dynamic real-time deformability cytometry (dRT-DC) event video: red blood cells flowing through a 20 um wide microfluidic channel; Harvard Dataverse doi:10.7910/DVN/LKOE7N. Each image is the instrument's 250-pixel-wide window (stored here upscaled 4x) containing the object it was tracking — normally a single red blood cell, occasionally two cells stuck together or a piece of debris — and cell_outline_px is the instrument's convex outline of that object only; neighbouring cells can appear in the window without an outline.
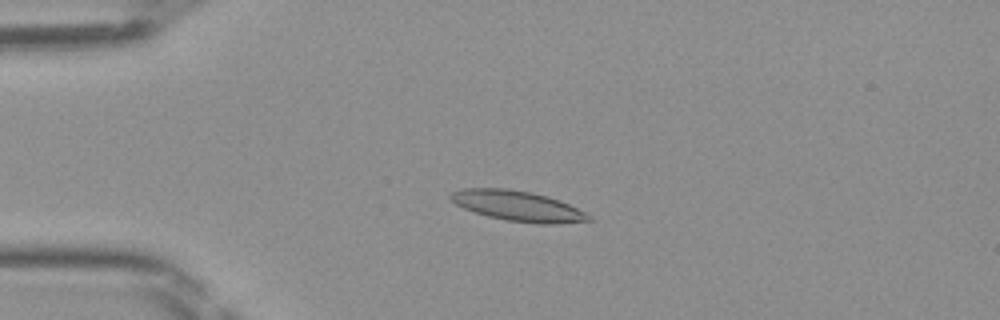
{"species": "Egyptian fruit bat (a non-hibernating species)", "species_latin": "Rousettus aegyptiacus", "temperature_condition": "room temperature", "stored_images_in_passage": 48, "camera_frame_rate_fps": 3000, "um_per_image_px": 0.085, "frame": {"image": 1, "passage_image": 12, "time_ms": 3.667, "image_size_px": [1000, 320], "cell_outline_px": [[592, 220], [556, 224], [540, 224], [508, 220], [488, 216], [464, 208], [456, 204], [448, 196], [452, 192], [464, 188], [508, 188], [532, 192], [548, 196], [568, 204], [592, 216]], "centroid_in_image_um": [44.02, 17.5], "position_along_channel_um": 41.0, "area_um2": 24.16}}
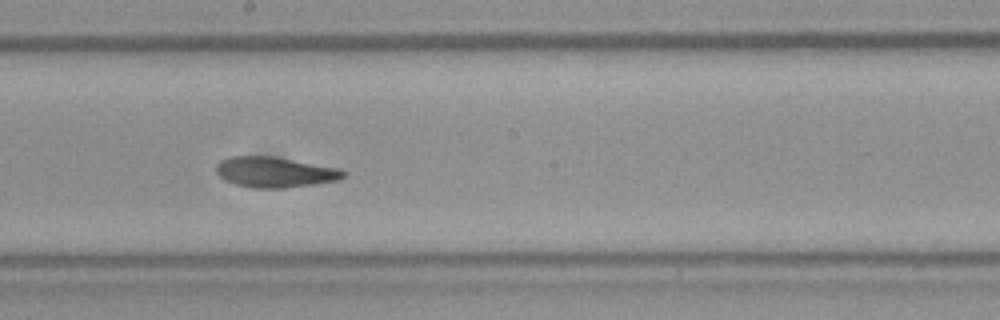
{"frame": {"image": 2, "passage_image": 27, "time_ms": 8.667, "image_size_px": [1000, 320], "cell_outline_px": [[348, 172], [340, 180], [312, 184], [280, 188], [256, 188], [236, 184], [224, 180], [216, 172], [216, 164], [220, 160], [232, 156], [272, 156], [340, 168]], "centroid_in_image_um": [23.37, 14.62], "position_along_channel_um": 224.8, "area_um2": 22.54}}
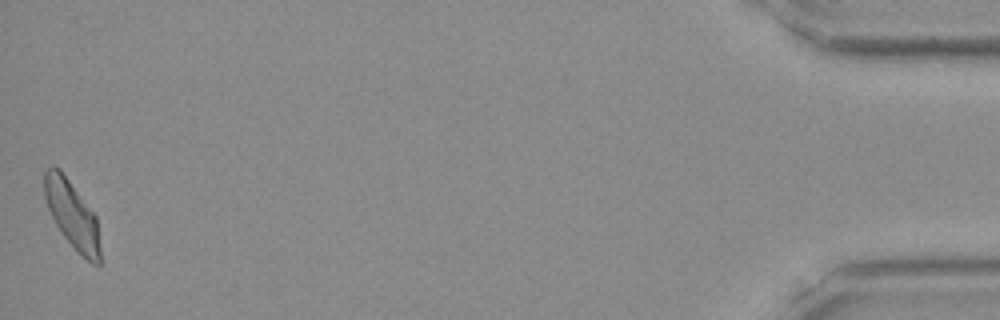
{"frame": {"image": 3, "passage_image": 48, "time_ms": 15.667, "image_size_px": [1000, 320], "cell_outline_px": [[100, 264], [92, 264], [60, 232], [48, 208], [44, 196], [44, 172], [52, 164], [60, 168], [96, 216], [100, 248]], "centroid_in_image_um": [6.11, 18.19], "position_along_channel_um": 429.1, "area_um2": 21.56}}